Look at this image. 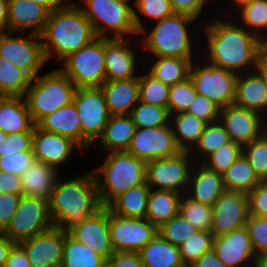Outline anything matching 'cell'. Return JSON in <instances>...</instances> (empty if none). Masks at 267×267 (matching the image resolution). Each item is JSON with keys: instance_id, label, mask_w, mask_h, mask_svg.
<instances>
[{"instance_id": "obj_1", "label": "cell", "mask_w": 267, "mask_h": 267, "mask_svg": "<svg viewBox=\"0 0 267 267\" xmlns=\"http://www.w3.org/2000/svg\"><path fill=\"white\" fill-rule=\"evenodd\" d=\"M233 21L214 19L205 25L208 42L206 62L237 74L253 71L259 58L267 51V45Z\"/></svg>"}, {"instance_id": "obj_2", "label": "cell", "mask_w": 267, "mask_h": 267, "mask_svg": "<svg viewBox=\"0 0 267 267\" xmlns=\"http://www.w3.org/2000/svg\"><path fill=\"white\" fill-rule=\"evenodd\" d=\"M48 205L53 226L65 231L94 215L103 206L93 171L62 182L59 177Z\"/></svg>"}, {"instance_id": "obj_3", "label": "cell", "mask_w": 267, "mask_h": 267, "mask_svg": "<svg viewBox=\"0 0 267 267\" xmlns=\"http://www.w3.org/2000/svg\"><path fill=\"white\" fill-rule=\"evenodd\" d=\"M40 37L46 61L55 54L61 62L69 54L89 44L96 35L79 5L73 3L70 7L49 13Z\"/></svg>"}, {"instance_id": "obj_4", "label": "cell", "mask_w": 267, "mask_h": 267, "mask_svg": "<svg viewBox=\"0 0 267 267\" xmlns=\"http://www.w3.org/2000/svg\"><path fill=\"white\" fill-rule=\"evenodd\" d=\"M108 153L105 162L93 170L102 206H107L115 197L133 186L146 182L144 160L126 151Z\"/></svg>"}, {"instance_id": "obj_5", "label": "cell", "mask_w": 267, "mask_h": 267, "mask_svg": "<svg viewBox=\"0 0 267 267\" xmlns=\"http://www.w3.org/2000/svg\"><path fill=\"white\" fill-rule=\"evenodd\" d=\"M195 20L196 18L191 15L175 13L156 21L152 30H146L144 27L139 32L140 36H146L141 42L143 49L157 57L193 58V39L189 37L191 34L187 28Z\"/></svg>"}, {"instance_id": "obj_6", "label": "cell", "mask_w": 267, "mask_h": 267, "mask_svg": "<svg viewBox=\"0 0 267 267\" xmlns=\"http://www.w3.org/2000/svg\"><path fill=\"white\" fill-rule=\"evenodd\" d=\"M76 89L60 69L33 78L24 96L33 122L72 103Z\"/></svg>"}, {"instance_id": "obj_7", "label": "cell", "mask_w": 267, "mask_h": 267, "mask_svg": "<svg viewBox=\"0 0 267 267\" xmlns=\"http://www.w3.org/2000/svg\"><path fill=\"white\" fill-rule=\"evenodd\" d=\"M83 2L85 7L79 6V8L90 21L96 37L114 39L125 38V35H139L134 24L133 7L127 2L122 0H83Z\"/></svg>"}, {"instance_id": "obj_8", "label": "cell", "mask_w": 267, "mask_h": 267, "mask_svg": "<svg viewBox=\"0 0 267 267\" xmlns=\"http://www.w3.org/2000/svg\"><path fill=\"white\" fill-rule=\"evenodd\" d=\"M105 38L96 37L69 54L59 68L77 88L100 87L105 76Z\"/></svg>"}, {"instance_id": "obj_9", "label": "cell", "mask_w": 267, "mask_h": 267, "mask_svg": "<svg viewBox=\"0 0 267 267\" xmlns=\"http://www.w3.org/2000/svg\"><path fill=\"white\" fill-rule=\"evenodd\" d=\"M52 227L48 200L22 195L12 219L1 233L19 244Z\"/></svg>"}, {"instance_id": "obj_10", "label": "cell", "mask_w": 267, "mask_h": 267, "mask_svg": "<svg viewBox=\"0 0 267 267\" xmlns=\"http://www.w3.org/2000/svg\"><path fill=\"white\" fill-rule=\"evenodd\" d=\"M200 62L194 64L192 61L189 72L197 94L205 96L220 108L232 105L238 74L208 62L202 67Z\"/></svg>"}, {"instance_id": "obj_11", "label": "cell", "mask_w": 267, "mask_h": 267, "mask_svg": "<svg viewBox=\"0 0 267 267\" xmlns=\"http://www.w3.org/2000/svg\"><path fill=\"white\" fill-rule=\"evenodd\" d=\"M73 102L81 123V149L85 150L102 136L111 115L100 87L77 88Z\"/></svg>"}, {"instance_id": "obj_12", "label": "cell", "mask_w": 267, "mask_h": 267, "mask_svg": "<svg viewBox=\"0 0 267 267\" xmlns=\"http://www.w3.org/2000/svg\"><path fill=\"white\" fill-rule=\"evenodd\" d=\"M194 163L189 151L149 161L146 163V182L151 189L185 194Z\"/></svg>"}, {"instance_id": "obj_13", "label": "cell", "mask_w": 267, "mask_h": 267, "mask_svg": "<svg viewBox=\"0 0 267 267\" xmlns=\"http://www.w3.org/2000/svg\"><path fill=\"white\" fill-rule=\"evenodd\" d=\"M12 34L0 32V57L9 60L32 79L37 77L47 62L41 37L31 33L27 37H12Z\"/></svg>"}, {"instance_id": "obj_14", "label": "cell", "mask_w": 267, "mask_h": 267, "mask_svg": "<svg viewBox=\"0 0 267 267\" xmlns=\"http://www.w3.org/2000/svg\"><path fill=\"white\" fill-rule=\"evenodd\" d=\"M109 231L115 252L138 253L158 233L146 218L121 217L109 210Z\"/></svg>"}, {"instance_id": "obj_15", "label": "cell", "mask_w": 267, "mask_h": 267, "mask_svg": "<svg viewBox=\"0 0 267 267\" xmlns=\"http://www.w3.org/2000/svg\"><path fill=\"white\" fill-rule=\"evenodd\" d=\"M181 151L176 143L171 124H168L153 128H136L126 152L147 163L174 156Z\"/></svg>"}, {"instance_id": "obj_16", "label": "cell", "mask_w": 267, "mask_h": 267, "mask_svg": "<svg viewBox=\"0 0 267 267\" xmlns=\"http://www.w3.org/2000/svg\"><path fill=\"white\" fill-rule=\"evenodd\" d=\"M248 217L247 194L225 190L212 206L211 232L214 236L230 233L245 226Z\"/></svg>"}, {"instance_id": "obj_17", "label": "cell", "mask_w": 267, "mask_h": 267, "mask_svg": "<svg viewBox=\"0 0 267 267\" xmlns=\"http://www.w3.org/2000/svg\"><path fill=\"white\" fill-rule=\"evenodd\" d=\"M262 115L257 111L232 104L220 108L219 122L224 126L230 141L243 147L261 137L266 120Z\"/></svg>"}, {"instance_id": "obj_18", "label": "cell", "mask_w": 267, "mask_h": 267, "mask_svg": "<svg viewBox=\"0 0 267 267\" xmlns=\"http://www.w3.org/2000/svg\"><path fill=\"white\" fill-rule=\"evenodd\" d=\"M67 233L105 259H109L115 252L109 231V209L106 206L81 223L73 225Z\"/></svg>"}, {"instance_id": "obj_19", "label": "cell", "mask_w": 267, "mask_h": 267, "mask_svg": "<svg viewBox=\"0 0 267 267\" xmlns=\"http://www.w3.org/2000/svg\"><path fill=\"white\" fill-rule=\"evenodd\" d=\"M66 233L67 231L53 226L20 242L31 267H61Z\"/></svg>"}, {"instance_id": "obj_20", "label": "cell", "mask_w": 267, "mask_h": 267, "mask_svg": "<svg viewBox=\"0 0 267 267\" xmlns=\"http://www.w3.org/2000/svg\"><path fill=\"white\" fill-rule=\"evenodd\" d=\"M213 250L228 267H246L248 264L249 267H253L256 254L253 251L245 226L234 229L227 234L214 236Z\"/></svg>"}, {"instance_id": "obj_21", "label": "cell", "mask_w": 267, "mask_h": 267, "mask_svg": "<svg viewBox=\"0 0 267 267\" xmlns=\"http://www.w3.org/2000/svg\"><path fill=\"white\" fill-rule=\"evenodd\" d=\"M74 146L81 149L71 138L45 131L35 124L32 144L35 160L58 169L68 161Z\"/></svg>"}, {"instance_id": "obj_22", "label": "cell", "mask_w": 267, "mask_h": 267, "mask_svg": "<svg viewBox=\"0 0 267 267\" xmlns=\"http://www.w3.org/2000/svg\"><path fill=\"white\" fill-rule=\"evenodd\" d=\"M129 43L125 38H105L106 80L139 78V75L135 74L138 68L135 53Z\"/></svg>"}, {"instance_id": "obj_23", "label": "cell", "mask_w": 267, "mask_h": 267, "mask_svg": "<svg viewBox=\"0 0 267 267\" xmlns=\"http://www.w3.org/2000/svg\"><path fill=\"white\" fill-rule=\"evenodd\" d=\"M199 162L196 160L192 166L185 195L199 203L213 206L226 190L223 177Z\"/></svg>"}, {"instance_id": "obj_24", "label": "cell", "mask_w": 267, "mask_h": 267, "mask_svg": "<svg viewBox=\"0 0 267 267\" xmlns=\"http://www.w3.org/2000/svg\"><path fill=\"white\" fill-rule=\"evenodd\" d=\"M49 11L30 0H8V31L31 30L41 35L47 23Z\"/></svg>"}, {"instance_id": "obj_25", "label": "cell", "mask_w": 267, "mask_h": 267, "mask_svg": "<svg viewBox=\"0 0 267 267\" xmlns=\"http://www.w3.org/2000/svg\"><path fill=\"white\" fill-rule=\"evenodd\" d=\"M110 115H130L139 102V78L105 80L100 86Z\"/></svg>"}, {"instance_id": "obj_26", "label": "cell", "mask_w": 267, "mask_h": 267, "mask_svg": "<svg viewBox=\"0 0 267 267\" xmlns=\"http://www.w3.org/2000/svg\"><path fill=\"white\" fill-rule=\"evenodd\" d=\"M233 104L267 115V87L256 70L238 74Z\"/></svg>"}, {"instance_id": "obj_27", "label": "cell", "mask_w": 267, "mask_h": 267, "mask_svg": "<svg viewBox=\"0 0 267 267\" xmlns=\"http://www.w3.org/2000/svg\"><path fill=\"white\" fill-rule=\"evenodd\" d=\"M24 96H0V130L5 134L34 132Z\"/></svg>"}, {"instance_id": "obj_28", "label": "cell", "mask_w": 267, "mask_h": 267, "mask_svg": "<svg viewBox=\"0 0 267 267\" xmlns=\"http://www.w3.org/2000/svg\"><path fill=\"white\" fill-rule=\"evenodd\" d=\"M59 174L58 169L35 160L21 176L22 195L49 200Z\"/></svg>"}, {"instance_id": "obj_29", "label": "cell", "mask_w": 267, "mask_h": 267, "mask_svg": "<svg viewBox=\"0 0 267 267\" xmlns=\"http://www.w3.org/2000/svg\"><path fill=\"white\" fill-rule=\"evenodd\" d=\"M36 125L45 131L71 138L81 148V123L74 102L45 115Z\"/></svg>"}, {"instance_id": "obj_30", "label": "cell", "mask_w": 267, "mask_h": 267, "mask_svg": "<svg viewBox=\"0 0 267 267\" xmlns=\"http://www.w3.org/2000/svg\"><path fill=\"white\" fill-rule=\"evenodd\" d=\"M151 187L147 182L133 186L115 197L106 207L121 217L145 218Z\"/></svg>"}, {"instance_id": "obj_31", "label": "cell", "mask_w": 267, "mask_h": 267, "mask_svg": "<svg viewBox=\"0 0 267 267\" xmlns=\"http://www.w3.org/2000/svg\"><path fill=\"white\" fill-rule=\"evenodd\" d=\"M136 126L130 115H112L105 125L100 144L106 151H127Z\"/></svg>"}, {"instance_id": "obj_32", "label": "cell", "mask_w": 267, "mask_h": 267, "mask_svg": "<svg viewBox=\"0 0 267 267\" xmlns=\"http://www.w3.org/2000/svg\"><path fill=\"white\" fill-rule=\"evenodd\" d=\"M138 253L145 267H185L179 247L166 241L159 233Z\"/></svg>"}, {"instance_id": "obj_33", "label": "cell", "mask_w": 267, "mask_h": 267, "mask_svg": "<svg viewBox=\"0 0 267 267\" xmlns=\"http://www.w3.org/2000/svg\"><path fill=\"white\" fill-rule=\"evenodd\" d=\"M182 194L151 189L145 218L157 228L179 214Z\"/></svg>"}, {"instance_id": "obj_34", "label": "cell", "mask_w": 267, "mask_h": 267, "mask_svg": "<svg viewBox=\"0 0 267 267\" xmlns=\"http://www.w3.org/2000/svg\"><path fill=\"white\" fill-rule=\"evenodd\" d=\"M170 124L178 147L190 152L199 142L207 123L195 115L182 112L170 115Z\"/></svg>"}, {"instance_id": "obj_35", "label": "cell", "mask_w": 267, "mask_h": 267, "mask_svg": "<svg viewBox=\"0 0 267 267\" xmlns=\"http://www.w3.org/2000/svg\"><path fill=\"white\" fill-rule=\"evenodd\" d=\"M148 72L168 86L184 81L189 77L193 58L157 57Z\"/></svg>"}, {"instance_id": "obj_36", "label": "cell", "mask_w": 267, "mask_h": 267, "mask_svg": "<svg viewBox=\"0 0 267 267\" xmlns=\"http://www.w3.org/2000/svg\"><path fill=\"white\" fill-rule=\"evenodd\" d=\"M222 177L226 190L246 194L261 182L243 154L222 174Z\"/></svg>"}, {"instance_id": "obj_37", "label": "cell", "mask_w": 267, "mask_h": 267, "mask_svg": "<svg viewBox=\"0 0 267 267\" xmlns=\"http://www.w3.org/2000/svg\"><path fill=\"white\" fill-rule=\"evenodd\" d=\"M105 258L93 249L76 241L68 233L64 235L61 267H99Z\"/></svg>"}, {"instance_id": "obj_38", "label": "cell", "mask_w": 267, "mask_h": 267, "mask_svg": "<svg viewBox=\"0 0 267 267\" xmlns=\"http://www.w3.org/2000/svg\"><path fill=\"white\" fill-rule=\"evenodd\" d=\"M31 80L26 72L0 57V96H25Z\"/></svg>"}, {"instance_id": "obj_39", "label": "cell", "mask_w": 267, "mask_h": 267, "mask_svg": "<svg viewBox=\"0 0 267 267\" xmlns=\"http://www.w3.org/2000/svg\"><path fill=\"white\" fill-rule=\"evenodd\" d=\"M241 26L257 36L267 45V0H251L239 7ZM259 30V31H258ZM261 31V32H260Z\"/></svg>"}, {"instance_id": "obj_40", "label": "cell", "mask_w": 267, "mask_h": 267, "mask_svg": "<svg viewBox=\"0 0 267 267\" xmlns=\"http://www.w3.org/2000/svg\"><path fill=\"white\" fill-rule=\"evenodd\" d=\"M230 142L228 133L224 126L219 122L207 123L204 127L203 133L200 136L199 142L190 151L191 156L195 159H199L201 163L220 146ZM195 154H194V153ZM198 155H197V153ZM200 154V155H199ZM197 155V157H196ZM200 157V158H199Z\"/></svg>"}, {"instance_id": "obj_41", "label": "cell", "mask_w": 267, "mask_h": 267, "mask_svg": "<svg viewBox=\"0 0 267 267\" xmlns=\"http://www.w3.org/2000/svg\"><path fill=\"white\" fill-rule=\"evenodd\" d=\"M169 88L149 72L139 74V101L145 104L167 108Z\"/></svg>"}, {"instance_id": "obj_42", "label": "cell", "mask_w": 267, "mask_h": 267, "mask_svg": "<svg viewBox=\"0 0 267 267\" xmlns=\"http://www.w3.org/2000/svg\"><path fill=\"white\" fill-rule=\"evenodd\" d=\"M130 117L136 128H153L170 124L168 108L145 104L141 101L133 108Z\"/></svg>"}, {"instance_id": "obj_43", "label": "cell", "mask_w": 267, "mask_h": 267, "mask_svg": "<svg viewBox=\"0 0 267 267\" xmlns=\"http://www.w3.org/2000/svg\"><path fill=\"white\" fill-rule=\"evenodd\" d=\"M179 213L199 231H211L212 206L199 203L182 194Z\"/></svg>"}, {"instance_id": "obj_44", "label": "cell", "mask_w": 267, "mask_h": 267, "mask_svg": "<svg viewBox=\"0 0 267 267\" xmlns=\"http://www.w3.org/2000/svg\"><path fill=\"white\" fill-rule=\"evenodd\" d=\"M214 235L211 231L197 230L179 246L185 267H190L202 254L213 249Z\"/></svg>"}, {"instance_id": "obj_45", "label": "cell", "mask_w": 267, "mask_h": 267, "mask_svg": "<svg viewBox=\"0 0 267 267\" xmlns=\"http://www.w3.org/2000/svg\"><path fill=\"white\" fill-rule=\"evenodd\" d=\"M134 6V24L138 33L144 29V25L139 17L140 14L154 21L162 20L175 14L169 0H138ZM135 8L139 13L135 11Z\"/></svg>"}, {"instance_id": "obj_46", "label": "cell", "mask_w": 267, "mask_h": 267, "mask_svg": "<svg viewBox=\"0 0 267 267\" xmlns=\"http://www.w3.org/2000/svg\"><path fill=\"white\" fill-rule=\"evenodd\" d=\"M197 229L180 213L158 227V233L172 245L180 246L189 239Z\"/></svg>"}, {"instance_id": "obj_47", "label": "cell", "mask_w": 267, "mask_h": 267, "mask_svg": "<svg viewBox=\"0 0 267 267\" xmlns=\"http://www.w3.org/2000/svg\"><path fill=\"white\" fill-rule=\"evenodd\" d=\"M243 154V147L232 141L220 146L203 162L208 169L223 174Z\"/></svg>"}, {"instance_id": "obj_48", "label": "cell", "mask_w": 267, "mask_h": 267, "mask_svg": "<svg viewBox=\"0 0 267 267\" xmlns=\"http://www.w3.org/2000/svg\"><path fill=\"white\" fill-rule=\"evenodd\" d=\"M197 92L190 77L169 88L168 111L170 115L186 112L195 99Z\"/></svg>"}, {"instance_id": "obj_49", "label": "cell", "mask_w": 267, "mask_h": 267, "mask_svg": "<svg viewBox=\"0 0 267 267\" xmlns=\"http://www.w3.org/2000/svg\"><path fill=\"white\" fill-rule=\"evenodd\" d=\"M243 155L261 181H267V142L262 138L243 146Z\"/></svg>"}, {"instance_id": "obj_50", "label": "cell", "mask_w": 267, "mask_h": 267, "mask_svg": "<svg viewBox=\"0 0 267 267\" xmlns=\"http://www.w3.org/2000/svg\"><path fill=\"white\" fill-rule=\"evenodd\" d=\"M245 227L254 253L267 252V218L249 215Z\"/></svg>"}, {"instance_id": "obj_51", "label": "cell", "mask_w": 267, "mask_h": 267, "mask_svg": "<svg viewBox=\"0 0 267 267\" xmlns=\"http://www.w3.org/2000/svg\"><path fill=\"white\" fill-rule=\"evenodd\" d=\"M35 161L33 151H21L0 157V171L22 176Z\"/></svg>"}, {"instance_id": "obj_52", "label": "cell", "mask_w": 267, "mask_h": 267, "mask_svg": "<svg viewBox=\"0 0 267 267\" xmlns=\"http://www.w3.org/2000/svg\"><path fill=\"white\" fill-rule=\"evenodd\" d=\"M186 112L206 123H214L219 121L220 107L205 96L197 94Z\"/></svg>"}, {"instance_id": "obj_53", "label": "cell", "mask_w": 267, "mask_h": 267, "mask_svg": "<svg viewBox=\"0 0 267 267\" xmlns=\"http://www.w3.org/2000/svg\"><path fill=\"white\" fill-rule=\"evenodd\" d=\"M33 132L8 134L0 143V157L21 151H33Z\"/></svg>"}, {"instance_id": "obj_54", "label": "cell", "mask_w": 267, "mask_h": 267, "mask_svg": "<svg viewBox=\"0 0 267 267\" xmlns=\"http://www.w3.org/2000/svg\"><path fill=\"white\" fill-rule=\"evenodd\" d=\"M249 215L267 218V181H261L247 193Z\"/></svg>"}, {"instance_id": "obj_55", "label": "cell", "mask_w": 267, "mask_h": 267, "mask_svg": "<svg viewBox=\"0 0 267 267\" xmlns=\"http://www.w3.org/2000/svg\"><path fill=\"white\" fill-rule=\"evenodd\" d=\"M22 194L0 193V233L12 219Z\"/></svg>"}, {"instance_id": "obj_56", "label": "cell", "mask_w": 267, "mask_h": 267, "mask_svg": "<svg viewBox=\"0 0 267 267\" xmlns=\"http://www.w3.org/2000/svg\"><path fill=\"white\" fill-rule=\"evenodd\" d=\"M175 13H184L195 17H200L203 13L204 4L208 0H169Z\"/></svg>"}, {"instance_id": "obj_57", "label": "cell", "mask_w": 267, "mask_h": 267, "mask_svg": "<svg viewBox=\"0 0 267 267\" xmlns=\"http://www.w3.org/2000/svg\"><path fill=\"white\" fill-rule=\"evenodd\" d=\"M109 260L114 267H145L139 253L114 252Z\"/></svg>"}, {"instance_id": "obj_58", "label": "cell", "mask_w": 267, "mask_h": 267, "mask_svg": "<svg viewBox=\"0 0 267 267\" xmlns=\"http://www.w3.org/2000/svg\"><path fill=\"white\" fill-rule=\"evenodd\" d=\"M0 193L22 194L21 176L0 171Z\"/></svg>"}, {"instance_id": "obj_59", "label": "cell", "mask_w": 267, "mask_h": 267, "mask_svg": "<svg viewBox=\"0 0 267 267\" xmlns=\"http://www.w3.org/2000/svg\"><path fill=\"white\" fill-rule=\"evenodd\" d=\"M4 267H31L26 252L19 244H15L10 250Z\"/></svg>"}, {"instance_id": "obj_60", "label": "cell", "mask_w": 267, "mask_h": 267, "mask_svg": "<svg viewBox=\"0 0 267 267\" xmlns=\"http://www.w3.org/2000/svg\"><path fill=\"white\" fill-rule=\"evenodd\" d=\"M190 267H228L216 255L212 249L202 254Z\"/></svg>"}, {"instance_id": "obj_61", "label": "cell", "mask_w": 267, "mask_h": 267, "mask_svg": "<svg viewBox=\"0 0 267 267\" xmlns=\"http://www.w3.org/2000/svg\"><path fill=\"white\" fill-rule=\"evenodd\" d=\"M36 4L42 5L49 12H53L55 10L64 9L70 7L73 2H67L66 0H30Z\"/></svg>"}, {"instance_id": "obj_62", "label": "cell", "mask_w": 267, "mask_h": 267, "mask_svg": "<svg viewBox=\"0 0 267 267\" xmlns=\"http://www.w3.org/2000/svg\"><path fill=\"white\" fill-rule=\"evenodd\" d=\"M14 245L15 243L12 240L0 233V267H4L9 252Z\"/></svg>"}, {"instance_id": "obj_63", "label": "cell", "mask_w": 267, "mask_h": 267, "mask_svg": "<svg viewBox=\"0 0 267 267\" xmlns=\"http://www.w3.org/2000/svg\"><path fill=\"white\" fill-rule=\"evenodd\" d=\"M8 31V0H0V32Z\"/></svg>"}, {"instance_id": "obj_64", "label": "cell", "mask_w": 267, "mask_h": 267, "mask_svg": "<svg viewBox=\"0 0 267 267\" xmlns=\"http://www.w3.org/2000/svg\"><path fill=\"white\" fill-rule=\"evenodd\" d=\"M255 70L262 76L264 83L267 87V51L259 58Z\"/></svg>"}, {"instance_id": "obj_65", "label": "cell", "mask_w": 267, "mask_h": 267, "mask_svg": "<svg viewBox=\"0 0 267 267\" xmlns=\"http://www.w3.org/2000/svg\"><path fill=\"white\" fill-rule=\"evenodd\" d=\"M253 267H267V252L256 254Z\"/></svg>"}, {"instance_id": "obj_66", "label": "cell", "mask_w": 267, "mask_h": 267, "mask_svg": "<svg viewBox=\"0 0 267 267\" xmlns=\"http://www.w3.org/2000/svg\"><path fill=\"white\" fill-rule=\"evenodd\" d=\"M265 122L262 127L261 137L267 142V120H265Z\"/></svg>"}, {"instance_id": "obj_67", "label": "cell", "mask_w": 267, "mask_h": 267, "mask_svg": "<svg viewBox=\"0 0 267 267\" xmlns=\"http://www.w3.org/2000/svg\"><path fill=\"white\" fill-rule=\"evenodd\" d=\"M99 267H114L109 259H105L104 262Z\"/></svg>"}, {"instance_id": "obj_68", "label": "cell", "mask_w": 267, "mask_h": 267, "mask_svg": "<svg viewBox=\"0 0 267 267\" xmlns=\"http://www.w3.org/2000/svg\"><path fill=\"white\" fill-rule=\"evenodd\" d=\"M234 4L239 8L244 3L250 2L251 0H233Z\"/></svg>"}, {"instance_id": "obj_69", "label": "cell", "mask_w": 267, "mask_h": 267, "mask_svg": "<svg viewBox=\"0 0 267 267\" xmlns=\"http://www.w3.org/2000/svg\"><path fill=\"white\" fill-rule=\"evenodd\" d=\"M7 134H5L2 130H0V143L6 139Z\"/></svg>"}, {"instance_id": "obj_70", "label": "cell", "mask_w": 267, "mask_h": 267, "mask_svg": "<svg viewBox=\"0 0 267 267\" xmlns=\"http://www.w3.org/2000/svg\"><path fill=\"white\" fill-rule=\"evenodd\" d=\"M122 1H125V2L128 3V2H130L131 0H122ZM137 1H138V0H134V1H133V5H132L133 7H134V5L137 3Z\"/></svg>"}]
</instances>
